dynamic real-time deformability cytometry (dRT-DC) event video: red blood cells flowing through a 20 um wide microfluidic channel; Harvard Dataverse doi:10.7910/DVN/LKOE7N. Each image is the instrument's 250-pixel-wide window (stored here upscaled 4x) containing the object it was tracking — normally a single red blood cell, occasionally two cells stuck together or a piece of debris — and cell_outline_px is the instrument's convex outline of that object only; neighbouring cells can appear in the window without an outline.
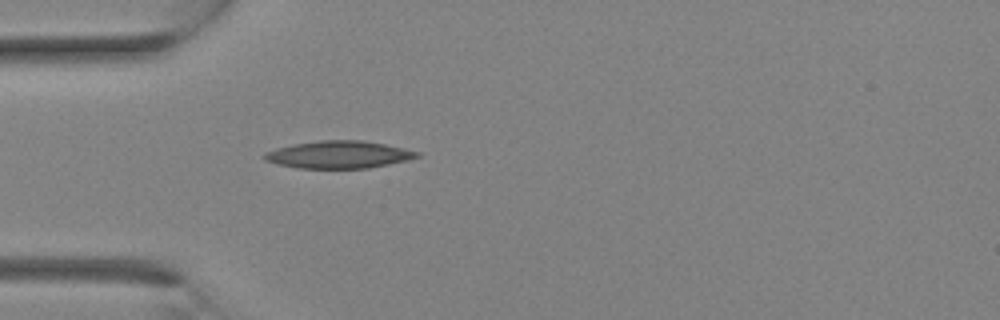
{"species": "Egyptian fruit bat (a non-hibernating species)", "species_latin": "Rousettus aegyptiacus", "temperature_condition": "room temperature", "stored_images_in_passage": 9, "camera_frame_rate_fps": 3000, "um_per_image_px": 0.085, "animal": {"sex": "female"}, "frame": {"image": 1, "passage_image": 7, "time_ms": 2.0, "image_size_px": [1000, 320], "cell_outline_px": [[420, 156], [408, 160], [368, 168], [296, 168], [264, 160], [260, 156], [264, 152], [276, 148], [292, 144], [320, 140], [364, 140], [404, 148], [420, 152]], "centroid_in_image_um": [28.76, 13.13], "position_along_channel_um": 56.2, "area_um2": 24.45}}
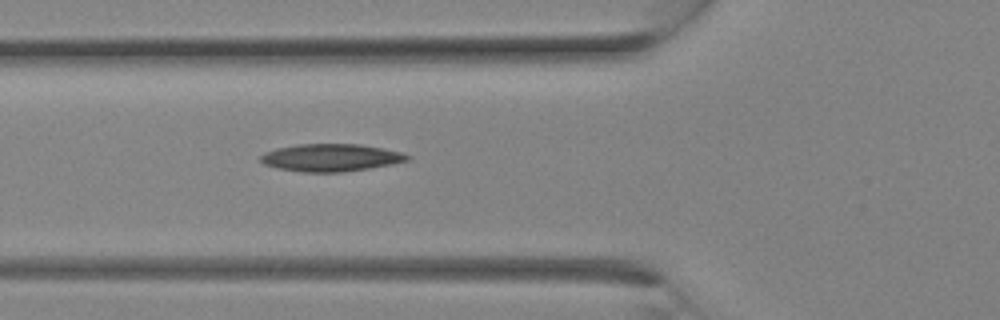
{"frame": {"image": 2, "passage_image": 9, "time_ms": 2.667, "image_size_px": [1000, 320], "cell_outline_px": [[412, 156], [408, 160], [392, 164], [344, 172], [300, 172], [276, 168], [264, 164], [260, 160], [260, 156], [264, 152], [276, 148], [296, 144], [360, 144], [384, 148], [400, 152]], "centroid_in_image_um": [28.1, 13.39], "position_along_channel_um": 97.7, "area_um2": 23.64}}